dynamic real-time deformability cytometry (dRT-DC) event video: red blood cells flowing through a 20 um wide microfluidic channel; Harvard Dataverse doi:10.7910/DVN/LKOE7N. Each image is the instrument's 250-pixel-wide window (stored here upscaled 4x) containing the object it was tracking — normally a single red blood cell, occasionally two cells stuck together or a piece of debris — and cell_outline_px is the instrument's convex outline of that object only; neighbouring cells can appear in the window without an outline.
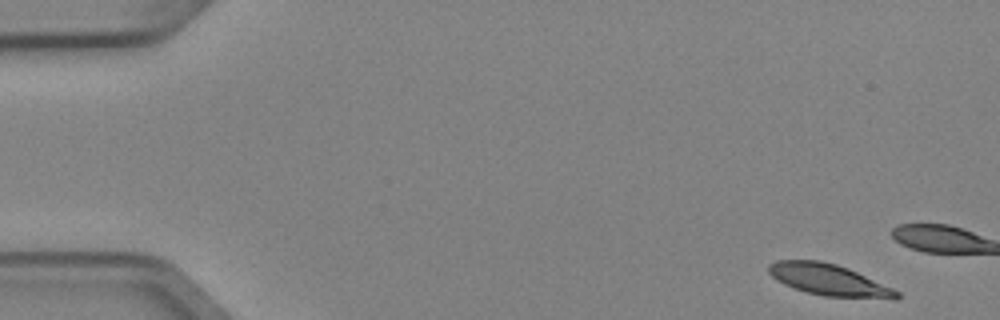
{"species": "Egyptian fruit bat (a non-hibernating species)", "species_latin": "Rousettus aegyptiacus", "temperature_condition": "cold", "stored_images_in_passage": 6, "segment_of_instrument_passage": [2, 2], "camera_frame_rate_fps": 3000, "um_per_image_px": 0.085, "animal": {"sex": "female"}, "frame": {"image": 1, "passage_image": 6, "time_ms": 1.667, "image_size_px": [1000, 320], "cell_outline_px": [[900, 296], [896, 300], [824, 296], [808, 292], [784, 284], [776, 280], [768, 272], [768, 264], [776, 260], [820, 260], [836, 264], [848, 268], [892, 288], [900, 292]], "centroid_in_image_um": [70.48, 23.79], "position_along_channel_um": 14.5, "area_um2": 23.52}}